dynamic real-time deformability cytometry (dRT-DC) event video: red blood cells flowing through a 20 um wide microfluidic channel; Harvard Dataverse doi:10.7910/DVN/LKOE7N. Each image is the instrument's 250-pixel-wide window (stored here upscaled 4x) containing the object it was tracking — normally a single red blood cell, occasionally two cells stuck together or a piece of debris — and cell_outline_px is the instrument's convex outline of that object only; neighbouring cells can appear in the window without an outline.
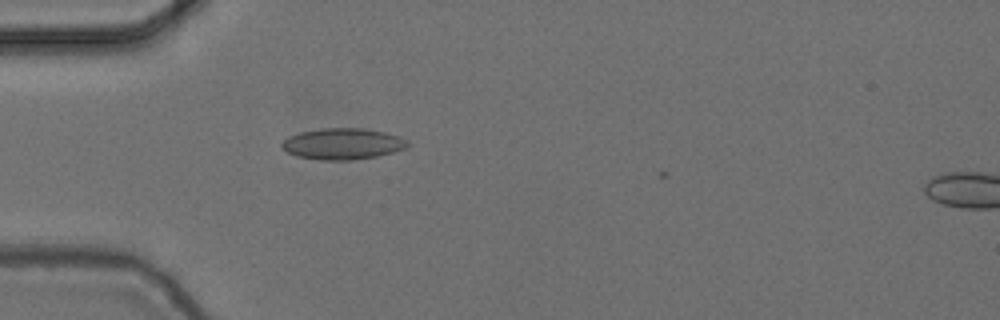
{"species": "common noctule bat (a hibernating species)", "species_latin": "Nyctalus noctula", "temperature_condition": "cold", "stored_images_in_passage": 2, "camera_frame_rate_fps": 3000, "um_per_image_px": 0.085, "animal": {"sex": "female", "body_mass_g": 24.6, "forearm_length_mm": 56.2}, "frame": {"image": 1, "passage_image": 1, "time_ms": 0.0, "image_size_px": [1000, 320], "cell_outline_px": [[408, 148], [376, 156], [352, 160], [320, 160], [296, 156], [280, 148], [280, 144], [288, 136], [300, 132], [320, 128], [364, 128], [384, 132], [400, 136], [408, 140]], "centroid_in_image_um": [29.11, 12.22], "position_along_channel_um": 55.9, "area_um2": 23.06}}